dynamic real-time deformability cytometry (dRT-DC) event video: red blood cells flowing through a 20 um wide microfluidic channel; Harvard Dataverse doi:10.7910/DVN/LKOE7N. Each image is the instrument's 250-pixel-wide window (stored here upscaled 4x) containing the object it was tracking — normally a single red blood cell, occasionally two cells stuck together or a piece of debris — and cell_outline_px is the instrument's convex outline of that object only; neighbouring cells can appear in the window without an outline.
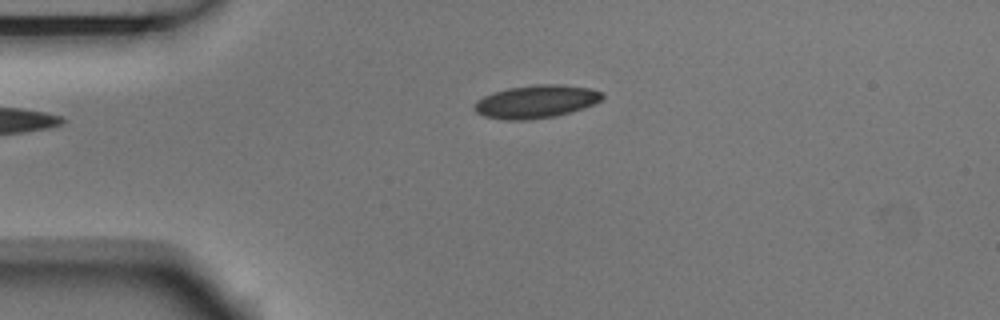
{"species": "Egyptian fruit bat (a non-hibernating species)", "species_latin": "Rousettus aegyptiacus", "temperature_condition": "room temperature", "stored_images_in_passage": 6, "camera_frame_rate_fps": 3000, "um_per_image_px": 0.085, "animal": {"sex": "male"}, "frame": {"image": 1, "passage_image": 6, "time_ms": 1.667, "image_size_px": [1000, 320], "cell_outline_px": [[604, 96], [600, 100], [584, 108], [556, 116], [528, 120], [504, 120], [484, 116], [476, 112], [472, 108], [476, 100], [484, 96], [508, 88], [536, 84], [556, 84], [592, 88], [604, 92]], "centroid_in_image_um": [45.56, 8.64], "position_along_channel_um": 39.4, "area_um2": 24.68}}